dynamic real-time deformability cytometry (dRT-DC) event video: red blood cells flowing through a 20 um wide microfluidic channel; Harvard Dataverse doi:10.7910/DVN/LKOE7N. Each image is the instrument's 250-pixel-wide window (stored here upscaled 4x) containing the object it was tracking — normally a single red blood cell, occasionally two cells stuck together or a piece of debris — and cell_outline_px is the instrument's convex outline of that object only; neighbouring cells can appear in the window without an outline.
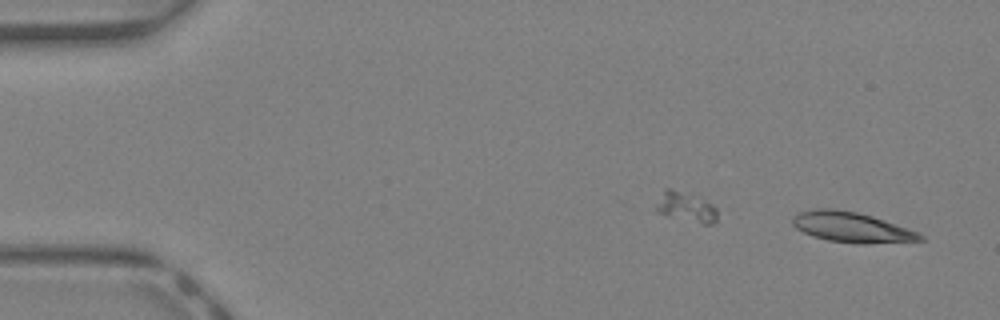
{"species": "Egyptian fruit bat (a non-hibernating species)", "species_latin": "Rousettus aegyptiacus", "temperature_condition": "warm", "stored_images_in_passage": 36, "camera_frame_rate_fps": 3000, "um_per_image_px": 0.085, "animal": {"sex": "female"}, "frame": {"image": 1, "passage_image": 1, "time_ms": 0.0, "image_size_px": [1000, 320], "cell_outline_px": [[924, 240], [860, 244], [856, 244], [828, 240], [812, 236], [796, 228], [792, 224], [792, 220], [800, 212], [816, 208], [832, 208], [856, 212], [872, 216], [884, 220], [916, 232], [924, 236]], "centroid_in_image_um": [72.35, 19.32], "position_along_channel_um": 12.6, "area_um2": 22.14}}
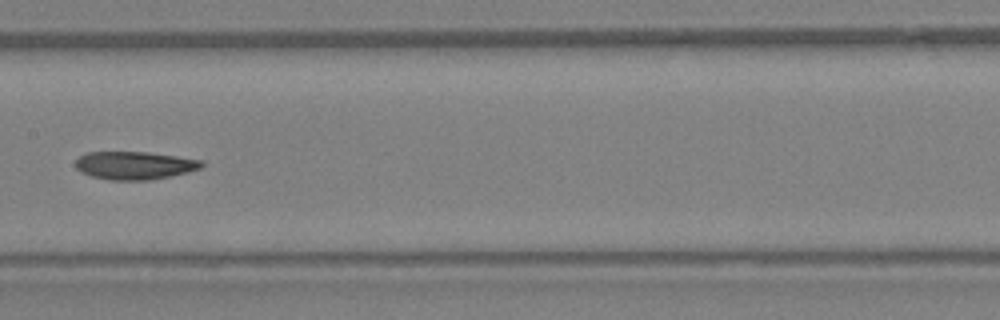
{"frame": {"image": 2, "passage_image": 20, "time_ms": 6.333, "image_size_px": [1000, 320], "cell_outline_px": [[204, 164], [200, 168], [188, 172], [148, 180], [108, 180], [92, 176], [76, 168], [76, 160], [80, 156], [88, 152], [148, 152], [204, 160]], "centroid_in_image_um": [11.46, 14.05], "position_along_channel_um": 195.9, "area_um2": 20.4}}
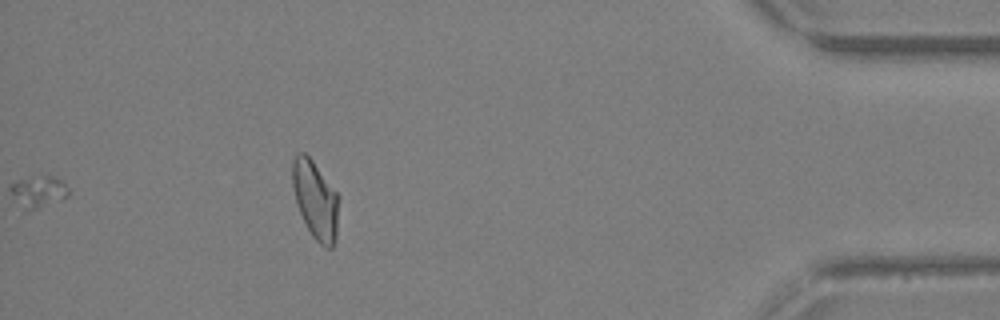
{"frame": {"image": 3, "passage_image": 36, "time_ms": 11.667, "image_size_px": [1000, 320], "cell_outline_px": [[340, 196], [336, 236], [332, 248], [324, 248], [312, 236], [300, 212], [292, 188], [292, 160], [296, 152], [304, 152], [312, 160]], "centroid_in_image_um": [26.82, 16.97], "position_along_channel_um": 408.4, "area_um2": 21.21}, "authors_computed_cell_mechanics": {"area_um2": 21.2126, "velocity_mm_per_s": 4.9756, "shape_relaxation_time_tau1_ms": 6.3723, "shape_relaxation_time_tau2_ms": 2.4858, "deformation_change_tau1": 0.2269, "deformation_change_tau2": 0.1067}}